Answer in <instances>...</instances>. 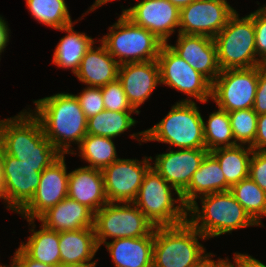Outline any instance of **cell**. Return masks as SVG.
Wrapping results in <instances>:
<instances>
[{
    "label": "cell",
    "mask_w": 266,
    "mask_h": 267,
    "mask_svg": "<svg viewBox=\"0 0 266 267\" xmlns=\"http://www.w3.org/2000/svg\"><path fill=\"white\" fill-rule=\"evenodd\" d=\"M27 222L29 225L33 224L30 230L32 234L28 237V241L21 242L19 247L35 261L59 267L61 265L59 232L47 229L43 224L38 231H35L34 220Z\"/></svg>",
    "instance_id": "27"
},
{
    "label": "cell",
    "mask_w": 266,
    "mask_h": 267,
    "mask_svg": "<svg viewBox=\"0 0 266 267\" xmlns=\"http://www.w3.org/2000/svg\"><path fill=\"white\" fill-rule=\"evenodd\" d=\"M26 6L39 23L56 30L74 24L65 0H26Z\"/></svg>",
    "instance_id": "32"
},
{
    "label": "cell",
    "mask_w": 266,
    "mask_h": 267,
    "mask_svg": "<svg viewBox=\"0 0 266 267\" xmlns=\"http://www.w3.org/2000/svg\"><path fill=\"white\" fill-rule=\"evenodd\" d=\"M205 149L209 152L222 147L237 145L232 133L229 114L220 108L209 115L205 123L203 121Z\"/></svg>",
    "instance_id": "33"
},
{
    "label": "cell",
    "mask_w": 266,
    "mask_h": 267,
    "mask_svg": "<svg viewBox=\"0 0 266 267\" xmlns=\"http://www.w3.org/2000/svg\"><path fill=\"white\" fill-rule=\"evenodd\" d=\"M122 13L133 23L152 32L164 44L179 28L180 9L169 0H139Z\"/></svg>",
    "instance_id": "16"
},
{
    "label": "cell",
    "mask_w": 266,
    "mask_h": 267,
    "mask_svg": "<svg viewBox=\"0 0 266 267\" xmlns=\"http://www.w3.org/2000/svg\"><path fill=\"white\" fill-rule=\"evenodd\" d=\"M11 263L14 267H57L33 260L20 247L15 251Z\"/></svg>",
    "instance_id": "41"
},
{
    "label": "cell",
    "mask_w": 266,
    "mask_h": 267,
    "mask_svg": "<svg viewBox=\"0 0 266 267\" xmlns=\"http://www.w3.org/2000/svg\"><path fill=\"white\" fill-rule=\"evenodd\" d=\"M230 187L217 159L208 152L200 167L193 174L189 186L180 195L184 205L188 208L198 197L229 191Z\"/></svg>",
    "instance_id": "23"
},
{
    "label": "cell",
    "mask_w": 266,
    "mask_h": 267,
    "mask_svg": "<svg viewBox=\"0 0 266 267\" xmlns=\"http://www.w3.org/2000/svg\"><path fill=\"white\" fill-rule=\"evenodd\" d=\"M229 191L250 217L262 226L261 218L266 216V192L249 176L231 186Z\"/></svg>",
    "instance_id": "31"
},
{
    "label": "cell",
    "mask_w": 266,
    "mask_h": 267,
    "mask_svg": "<svg viewBox=\"0 0 266 267\" xmlns=\"http://www.w3.org/2000/svg\"><path fill=\"white\" fill-rule=\"evenodd\" d=\"M110 1H113V0H96L94 4L90 7L89 11L86 12V14L89 13L90 11H94L97 7L99 8L102 5Z\"/></svg>",
    "instance_id": "46"
},
{
    "label": "cell",
    "mask_w": 266,
    "mask_h": 267,
    "mask_svg": "<svg viewBox=\"0 0 266 267\" xmlns=\"http://www.w3.org/2000/svg\"><path fill=\"white\" fill-rule=\"evenodd\" d=\"M199 239L207 238L188 221L155 227L152 267H194L208 255Z\"/></svg>",
    "instance_id": "5"
},
{
    "label": "cell",
    "mask_w": 266,
    "mask_h": 267,
    "mask_svg": "<svg viewBox=\"0 0 266 267\" xmlns=\"http://www.w3.org/2000/svg\"><path fill=\"white\" fill-rule=\"evenodd\" d=\"M188 207L187 221L207 239L249 226H259L234 198L230 191L216 192L198 197ZM191 216V217H190Z\"/></svg>",
    "instance_id": "4"
},
{
    "label": "cell",
    "mask_w": 266,
    "mask_h": 267,
    "mask_svg": "<svg viewBox=\"0 0 266 267\" xmlns=\"http://www.w3.org/2000/svg\"><path fill=\"white\" fill-rule=\"evenodd\" d=\"M177 37L169 47L212 84L221 72L213 38L183 33Z\"/></svg>",
    "instance_id": "18"
},
{
    "label": "cell",
    "mask_w": 266,
    "mask_h": 267,
    "mask_svg": "<svg viewBox=\"0 0 266 267\" xmlns=\"http://www.w3.org/2000/svg\"><path fill=\"white\" fill-rule=\"evenodd\" d=\"M103 103L110 111H135L130 105L121 82L117 79L101 87Z\"/></svg>",
    "instance_id": "35"
},
{
    "label": "cell",
    "mask_w": 266,
    "mask_h": 267,
    "mask_svg": "<svg viewBox=\"0 0 266 267\" xmlns=\"http://www.w3.org/2000/svg\"><path fill=\"white\" fill-rule=\"evenodd\" d=\"M227 267H237L236 265L230 263Z\"/></svg>",
    "instance_id": "50"
},
{
    "label": "cell",
    "mask_w": 266,
    "mask_h": 267,
    "mask_svg": "<svg viewBox=\"0 0 266 267\" xmlns=\"http://www.w3.org/2000/svg\"><path fill=\"white\" fill-rule=\"evenodd\" d=\"M119 66L102 43L97 48L92 45L82 58L75 76L89 87L101 88L118 79Z\"/></svg>",
    "instance_id": "22"
},
{
    "label": "cell",
    "mask_w": 266,
    "mask_h": 267,
    "mask_svg": "<svg viewBox=\"0 0 266 267\" xmlns=\"http://www.w3.org/2000/svg\"><path fill=\"white\" fill-rule=\"evenodd\" d=\"M172 4H174L179 9L189 5L191 2L195 0H169Z\"/></svg>",
    "instance_id": "45"
},
{
    "label": "cell",
    "mask_w": 266,
    "mask_h": 267,
    "mask_svg": "<svg viewBox=\"0 0 266 267\" xmlns=\"http://www.w3.org/2000/svg\"><path fill=\"white\" fill-rule=\"evenodd\" d=\"M100 42L120 65L157 60L164 44L152 32L136 25L123 13Z\"/></svg>",
    "instance_id": "7"
},
{
    "label": "cell",
    "mask_w": 266,
    "mask_h": 267,
    "mask_svg": "<svg viewBox=\"0 0 266 267\" xmlns=\"http://www.w3.org/2000/svg\"><path fill=\"white\" fill-rule=\"evenodd\" d=\"M118 80L130 105L139 114L138 107L150 97L156 86L161 84L158 62L152 60L120 65Z\"/></svg>",
    "instance_id": "19"
},
{
    "label": "cell",
    "mask_w": 266,
    "mask_h": 267,
    "mask_svg": "<svg viewBox=\"0 0 266 267\" xmlns=\"http://www.w3.org/2000/svg\"><path fill=\"white\" fill-rule=\"evenodd\" d=\"M46 167L28 165L2 151L0 199L7 203V209L18 213L33 198Z\"/></svg>",
    "instance_id": "11"
},
{
    "label": "cell",
    "mask_w": 266,
    "mask_h": 267,
    "mask_svg": "<svg viewBox=\"0 0 266 267\" xmlns=\"http://www.w3.org/2000/svg\"><path fill=\"white\" fill-rule=\"evenodd\" d=\"M80 157L88 162V167L102 170L117 159L112 138L87 134L78 146Z\"/></svg>",
    "instance_id": "30"
},
{
    "label": "cell",
    "mask_w": 266,
    "mask_h": 267,
    "mask_svg": "<svg viewBox=\"0 0 266 267\" xmlns=\"http://www.w3.org/2000/svg\"><path fill=\"white\" fill-rule=\"evenodd\" d=\"M235 11L226 0H195L180 9L178 33L214 38Z\"/></svg>",
    "instance_id": "13"
},
{
    "label": "cell",
    "mask_w": 266,
    "mask_h": 267,
    "mask_svg": "<svg viewBox=\"0 0 266 267\" xmlns=\"http://www.w3.org/2000/svg\"><path fill=\"white\" fill-rule=\"evenodd\" d=\"M0 143L7 155L28 165L50 166L62 155L45 137L31 110L0 120Z\"/></svg>",
    "instance_id": "2"
},
{
    "label": "cell",
    "mask_w": 266,
    "mask_h": 267,
    "mask_svg": "<svg viewBox=\"0 0 266 267\" xmlns=\"http://www.w3.org/2000/svg\"><path fill=\"white\" fill-rule=\"evenodd\" d=\"M2 151H3V148H2V145L0 143V192H1V187H2Z\"/></svg>",
    "instance_id": "48"
},
{
    "label": "cell",
    "mask_w": 266,
    "mask_h": 267,
    "mask_svg": "<svg viewBox=\"0 0 266 267\" xmlns=\"http://www.w3.org/2000/svg\"><path fill=\"white\" fill-rule=\"evenodd\" d=\"M215 256L214 254L208 253L199 263H197L194 267H227L231 262L228 258L226 259H218L215 261L210 257Z\"/></svg>",
    "instance_id": "43"
},
{
    "label": "cell",
    "mask_w": 266,
    "mask_h": 267,
    "mask_svg": "<svg viewBox=\"0 0 266 267\" xmlns=\"http://www.w3.org/2000/svg\"><path fill=\"white\" fill-rule=\"evenodd\" d=\"M203 117L192 99L171 107L168 114L152 128L133 133L140 142L158 141L179 149H205Z\"/></svg>",
    "instance_id": "3"
},
{
    "label": "cell",
    "mask_w": 266,
    "mask_h": 267,
    "mask_svg": "<svg viewBox=\"0 0 266 267\" xmlns=\"http://www.w3.org/2000/svg\"><path fill=\"white\" fill-rule=\"evenodd\" d=\"M57 30L65 31L67 35L57 44L52 63L59 68L71 69L76 74L85 53L96 41L83 32L74 31L73 24Z\"/></svg>",
    "instance_id": "26"
},
{
    "label": "cell",
    "mask_w": 266,
    "mask_h": 267,
    "mask_svg": "<svg viewBox=\"0 0 266 267\" xmlns=\"http://www.w3.org/2000/svg\"><path fill=\"white\" fill-rule=\"evenodd\" d=\"M68 178L65 156L61 155L41 173L33 198L18 214L27 220L38 219L49 208L68 196Z\"/></svg>",
    "instance_id": "15"
},
{
    "label": "cell",
    "mask_w": 266,
    "mask_h": 267,
    "mask_svg": "<svg viewBox=\"0 0 266 267\" xmlns=\"http://www.w3.org/2000/svg\"><path fill=\"white\" fill-rule=\"evenodd\" d=\"M136 111H110L101 113L87 119V134L115 138L136 124L131 114Z\"/></svg>",
    "instance_id": "29"
},
{
    "label": "cell",
    "mask_w": 266,
    "mask_h": 267,
    "mask_svg": "<svg viewBox=\"0 0 266 267\" xmlns=\"http://www.w3.org/2000/svg\"><path fill=\"white\" fill-rule=\"evenodd\" d=\"M32 113L40 120L45 137L62 154H75L71 143L78 146L87 135V118L75 94L57 93L35 100Z\"/></svg>",
    "instance_id": "1"
},
{
    "label": "cell",
    "mask_w": 266,
    "mask_h": 267,
    "mask_svg": "<svg viewBox=\"0 0 266 267\" xmlns=\"http://www.w3.org/2000/svg\"><path fill=\"white\" fill-rule=\"evenodd\" d=\"M155 227L133 202H108L94 217L95 236L99 248L108 238L114 240L154 236Z\"/></svg>",
    "instance_id": "9"
},
{
    "label": "cell",
    "mask_w": 266,
    "mask_h": 267,
    "mask_svg": "<svg viewBox=\"0 0 266 267\" xmlns=\"http://www.w3.org/2000/svg\"><path fill=\"white\" fill-rule=\"evenodd\" d=\"M98 249L94 227L59 232L61 265L97 263L91 260Z\"/></svg>",
    "instance_id": "25"
},
{
    "label": "cell",
    "mask_w": 266,
    "mask_h": 267,
    "mask_svg": "<svg viewBox=\"0 0 266 267\" xmlns=\"http://www.w3.org/2000/svg\"><path fill=\"white\" fill-rule=\"evenodd\" d=\"M157 62L161 84L196 98L200 103H206L211 98L212 84L176 54L168 43L162 45Z\"/></svg>",
    "instance_id": "12"
},
{
    "label": "cell",
    "mask_w": 266,
    "mask_h": 267,
    "mask_svg": "<svg viewBox=\"0 0 266 267\" xmlns=\"http://www.w3.org/2000/svg\"><path fill=\"white\" fill-rule=\"evenodd\" d=\"M250 147L256 151H266V114L258 115L256 138Z\"/></svg>",
    "instance_id": "40"
},
{
    "label": "cell",
    "mask_w": 266,
    "mask_h": 267,
    "mask_svg": "<svg viewBox=\"0 0 266 267\" xmlns=\"http://www.w3.org/2000/svg\"><path fill=\"white\" fill-rule=\"evenodd\" d=\"M233 260L237 267H266L265 264L250 256V254L247 255L235 252Z\"/></svg>",
    "instance_id": "42"
},
{
    "label": "cell",
    "mask_w": 266,
    "mask_h": 267,
    "mask_svg": "<svg viewBox=\"0 0 266 267\" xmlns=\"http://www.w3.org/2000/svg\"><path fill=\"white\" fill-rule=\"evenodd\" d=\"M95 213L68 196L49 208L37 220L50 230L73 231L94 227Z\"/></svg>",
    "instance_id": "21"
},
{
    "label": "cell",
    "mask_w": 266,
    "mask_h": 267,
    "mask_svg": "<svg viewBox=\"0 0 266 267\" xmlns=\"http://www.w3.org/2000/svg\"><path fill=\"white\" fill-rule=\"evenodd\" d=\"M235 143L251 146L256 138L257 113L251 109L228 112Z\"/></svg>",
    "instance_id": "34"
},
{
    "label": "cell",
    "mask_w": 266,
    "mask_h": 267,
    "mask_svg": "<svg viewBox=\"0 0 266 267\" xmlns=\"http://www.w3.org/2000/svg\"><path fill=\"white\" fill-rule=\"evenodd\" d=\"M255 28V50L257 58L264 63L266 61V12L259 8L249 14Z\"/></svg>",
    "instance_id": "37"
},
{
    "label": "cell",
    "mask_w": 266,
    "mask_h": 267,
    "mask_svg": "<svg viewBox=\"0 0 266 267\" xmlns=\"http://www.w3.org/2000/svg\"><path fill=\"white\" fill-rule=\"evenodd\" d=\"M9 31L6 21L0 16V55L4 52V49L9 42Z\"/></svg>",
    "instance_id": "44"
},
{
    "label": "cell",
    "mask_w": 266,
    "mask_h": 267,
    "mask_svg": "<svg viewBox=\"0 0 266 267\" xmlns=\"http://www.w3.org/2000/svg\"><path fill=\"white\" fill-rule=\"evenodd\" d=\"M210 153L217 159L225 175L226 182L233 186L249 176L253 149L247 145L217 148Z\"/></svg>",
    "instance_id": "28"
},
{
    "label": "cell",
    "mask_w": 266,
    "mask_h": 267,
    "mask_svg": "<svg viewBox=\"0 0 266 267\" xmlns=\"http://www.w3.org/2000/svg\"><path fill=\"white\" fill-rule=\"evenodd\" d=\"M154 236L118 238L106 242L115 267H152Z\"/></svg>",
    "instance_id": "24"
},
{
    "label": "cell",
    "mask_w": 266,
    "mask_h": 267,
    "mask_svg": "<svg viewBox=\"0 0 266 267\" xmlns=\"http://www.w3.org/2000/svg\"><path fill=\"white\" fill-rule=\"evenodd\" d=\"M221 70L253 68L263 63L255 50V28L250 15L239 18L235 11L213 38Z\"/></svg>",
    "instance_id": "8"
},
{
    "label": "cell",
    "mask_w": 266,
    "mask_h": 267,
    "mask_svg": "<svg viewBox=\"0 0 266 267\" xmlns=\"http://www.w3.org/2000/svg\"><path fill=\"white\" fill-rule=\"evenodd\" d=\"M0 267H8L7 265H0ZM9 267H14L11 263V265Z\"/></svg>",
    "instance_id": "49"
},
{
    "label": "cell",
    "mask_w": 266,
    "mask_h": 267,
    "mask_svg": "<svg viewBox=\"0 0 266 267\" xmlns=\"http://www.w3.org/2000/svg\"><path fill=\"white\" fill-rule=\"evenodd\" d=\"M261 8L266 12V5H263Z\"/></svg>",
    "instance_id": "51"
},
{
    "label": "cell",
    "mask_w": 266,
    "mask_h": 267,
    "mask_svg": "<svg viewBox=\"0 0 266 267\" xmlns=\"http://www.w3.org/2000/svg\"><path fill=\"white\" fill-rule=\"evenodd\" d=\"M68 197L90 208L94 213L108 203L100 169L80 167L69 173Z\"/></svg>",
    "instance_id": "20"
},
{
    "label": "cell",
    "mask_w": 266,
    "mask_h": 267,
    "mask_svg": "<svg viewBox=\"0 0 266 267\" xmlns=\"http://www.w3.org/2000/svg\"><path fill=\"white\" fill-rule=\"evenodd\" d=\"M172 190L178 199L173 198ZM133 203L156 227L176 226L187 221L188 208L180 193L152 168L145 174Z\"/></svg>",
    "instance_id": "6"
},
{
    "label": "cell",
    "mask_w": 266,
    "mask_h": 267,
    "mask_svg": "<svg viewBox=\"0 0 266 267\" xmlns=\"http://www.w3.org/2000/svg\"><path fill=\"white\" fill-rule=\"evenodd\" d=\"M59 267H96V263L69 264V265H60Z\"/></svg>",
    "instance_id": "47"
},
{
    "label": "cell",
    "mask_w": 266,
    "mask_h": 267,
    "mask_svg": "<svg viewBox=\"0 0 266 267\" xmlns=\"http://www.w3.org/2000/svg\"><path fill=\"white\" fill-rule=\"evenodd\" d=\"M249 177L266 192V151L253 150L250 160Z\"/></svg>",
    "instance_id": "38"
},
{
    "label": "cell",
    "mask_w": 266,
    "mask_h": 267,
    "mask_svg": "<svg viewBox=\"0 0 266 267\" xmlns=\"http://www.w3.org/2000/svg\"><path fill=\"white\" fill-rule=\"evenodd\" d=\"M253 110L257 115L266 114V68L263 65L258 66V86Z\"/></svg>",
    "instance_id": "39"
},
{
    "label": "cell",
    "mask_w": 266,
    "mask_h": 267,
    "mask_svg": "<svg viewBox=\"0 0 266 267\" xmlns=\"http://www.w3.org/2000/svg\"><path fill=\"white\" fill-rule=\"evenodd\" d=\"M170 150V151H169ZM209 151L207 149H168L167 153L156 155L151 166L180 194L189 186L193 174Z\"/></svg>",
    "instance_id": "17"
},
{
    "label": "cell",
    "mask_w": 266,
    "mask_h": 267,
    "mask_svg": "<svg viewBox=\"0 0 266 267\" xmlns=\"http://www.w3.org/2000/svg\"><path fill=\"white\" fill-rule=\"evenodd\" d=\"M80 103L86 118L97 115L105 110L101 88L87 86L78 95H75Z\"/></svg>",
    "instance_id": "36"
},
{
    "label": "cell",
    "mask_w": 266,
    "mask_h": 267,
    "mask_svg": "<svg viewBox=\"0 0 266 267\" xmlns=\"http://www.w3.org/2000/svg\"><path fill=\"white\" fill-rule=\"evenodd\" d=\"M258 86V66L247 69L221 70L213 81L211 99L217 107L231 112L251 109Z\"/></svg>",
    "instance_id": "10"
},
{
    "label": "cell",
    "mask_w": 266,
    "mask_h": 267,
    "mask_svg": "<svg viewBox=\"0 0 266 267\" xmlns=\"http://www.w3.org/2000/svg\"><path fill=\"white\" fill-rule=\"evenodd\" d=\"M149 158L117 159L103 168L104 188L108 202H133L138 194L145 174L151 168Z\"/></svg>",
    "instance_id": "14"
}]
</instances>
